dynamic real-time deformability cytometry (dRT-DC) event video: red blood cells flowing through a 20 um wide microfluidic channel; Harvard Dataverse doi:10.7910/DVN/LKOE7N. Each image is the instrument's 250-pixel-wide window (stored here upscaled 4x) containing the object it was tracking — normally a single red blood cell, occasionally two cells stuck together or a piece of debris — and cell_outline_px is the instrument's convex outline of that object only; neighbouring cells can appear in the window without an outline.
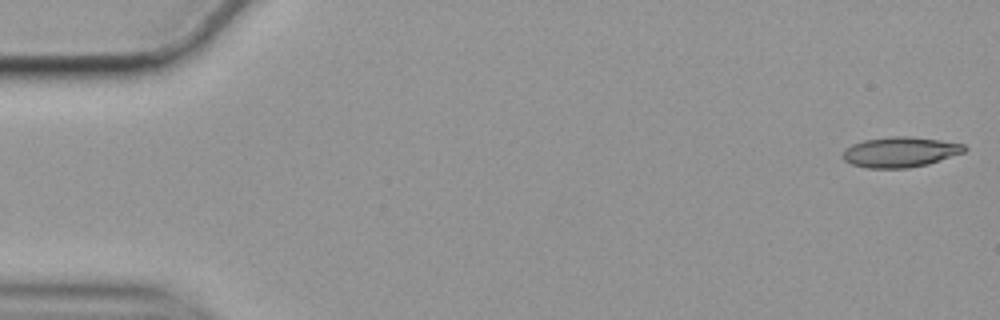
{"species": "common noctule bat (a hibernating species)", "species_latin": "Nyctalus noctula", "temperature_condition": "cold", "stored_images_in_passage": 56, "camera_frame_rate_fps": 3000, "um_per_image_px": 0.085, "animal": {"sex": "female", "body_mass_g": 19.9}, "frame": {"image": 1, "passage_image": 1, "time_ms": 0.0, "image_size_px": [1000, 320], "cell_outline_px": [[968, 148], [964, 152], [928, 164], [908, 168], [868, 168], [852, 164], [844, 160], [844, 148], [852, 144], [864, 140], [892, 136], [908, 136], [940, 140], [964, 144]], "centroid_in_image_um": [76.52, 12.92], "position_along_channel_um": 8.5, "area_um2": 21.39}}
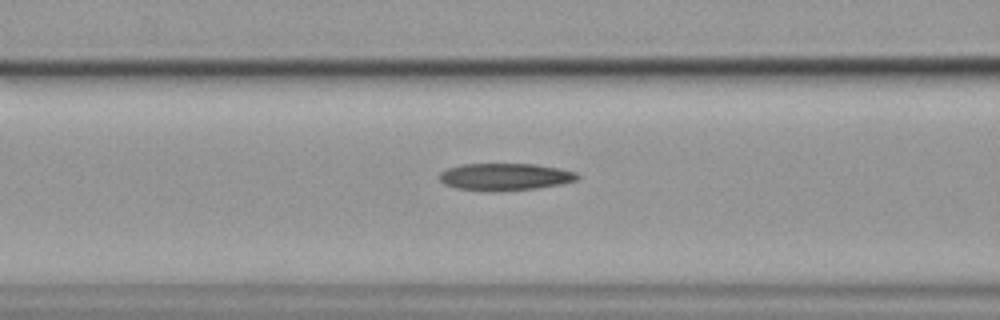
{"frame": {"image": 2, "passage_image": 22, "time_ms": 7.0, "image_size_px": [1000, 320], "cell_outline_px": [[580, 176], [576, 180], [560, 184], [536, 188], [496, 192], [488, 192], [456, 188], [444, 184], [440, 180], [440, 172], [448, 168], [464, 164], [536, 164], [576, 172]], "centroid_in_image_um": [42.9, 15.04], "position_along_channel_um": 123.7, "area_um2": 21.85}}
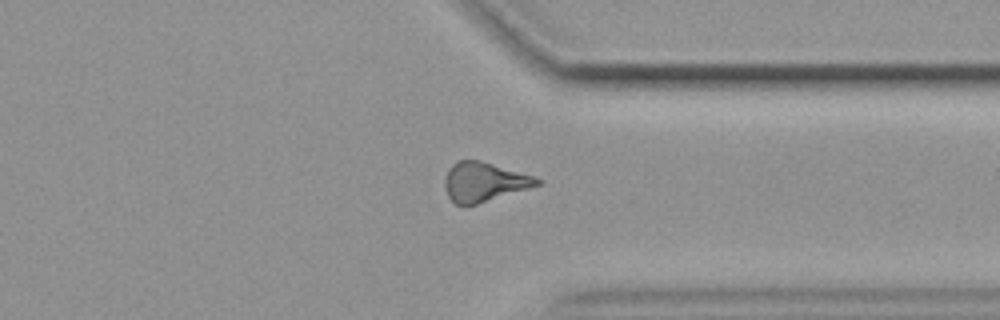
{"frame": {"image": 3, "passage_image": 43, "time_ms": 14.0, "image_size_px": [1000, 320], "cell_outline_px": [[544, 180], [540, 184], [528, 188], [464, 208], [456, 204], [448, 196], [444, 188], [444, 180], [448, 168], [456, 160], [480, 160], [532, 176]], "centroid_in_image_um": [41.08, 15.47], "position_along_channel_um": 370.3, "area_um2": 21.15}, "authors_computed_cell_mechanics": {"area_um2": 21.6172, "velocity_mm_per_s": 3.5427, "shape_relaxation_time_tau1_ms": null, "shape_relaxation_time_tau2_ms": 5.2753, "deformation_change_tau1": null, "deformation_change_tau2": 0.1781}}